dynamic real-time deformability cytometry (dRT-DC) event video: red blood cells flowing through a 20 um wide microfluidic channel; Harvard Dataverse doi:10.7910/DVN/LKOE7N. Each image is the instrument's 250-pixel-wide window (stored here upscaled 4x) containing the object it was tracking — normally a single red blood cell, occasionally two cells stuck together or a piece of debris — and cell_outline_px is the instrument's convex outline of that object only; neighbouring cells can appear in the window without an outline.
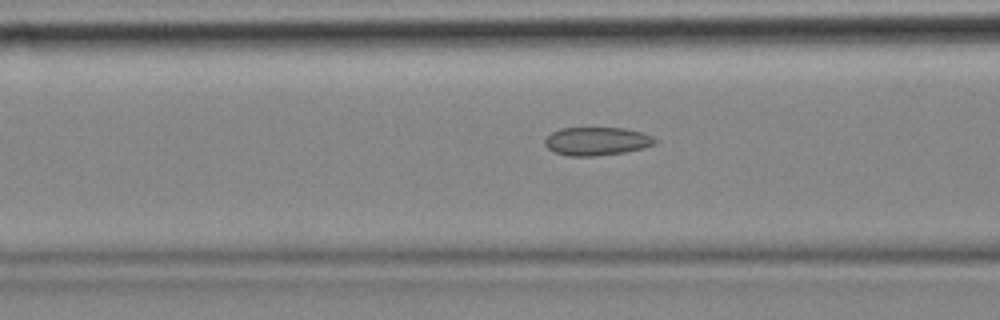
{"species": "common noctule bat (a hibernating species)", "species_latin": "Nyctalus noctula", "temperature_condition": "cold", "stored_images_in_passage": 48, "camera_frame_rate_fps": 3000, "um_per_image_px": 0.085, "animal": {"sex": "female", "body_mass_g": 18.4}, "frame": {"image": 1, "passage_image": 12, "time_ms": 3.667, "image_size_px": [1000, 320], "cell_outline_px": [[656, 144], [644, 148], [624, 152], [592, 156], [568, 156], [556, 152], [548, 148], [544, 144], [544, 140], [552, 132], [560, 128], [624, 128], [644, 132], [652, 136], [656, 140]], "centroid_in_image_um": [50.74, 12.0], "position_along_channel_um": 115.9, "area_um2": 18.15}}
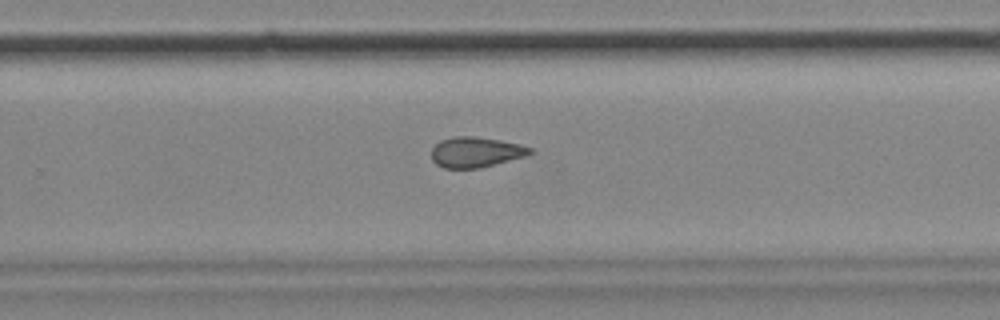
{"frame": {"image": 2, "passage_image": 27, "time_ms": 8.667, "image_size_px": [1000, 320], "cell_outline_px": [[532, 152], [524, 156], [480, 168], [444, 168], [436, 164], [432, 160], [432, 148], [440, 140], [452, 136], [472, 136], [500, 140], [520, 144], [532, 148]], "centroid_in_image_um": [40.41, 12.92], "position_along_channel_um": 289.4, "area_um2": 17.34}}
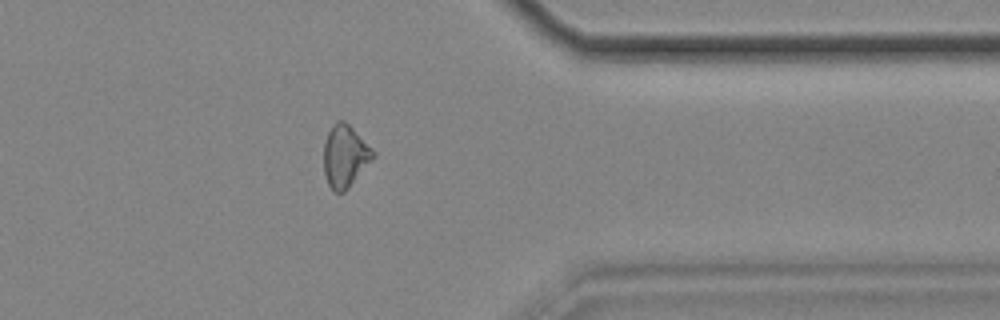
{"frame": {"image": 3, "passage_image": 36, "time_ms": 11.667, "image_size_px": [1000, 320], "cell_outline_px": [[376, 156], [348, 188], [344, 192], [336, 192], [328, 184], [324, 172], [324, 144], [328, 132], [332, 124], [336, 120], [344, 120], [376, 152]], "centroid_in_image_um": [29.33, 13.26], "position_along_channel_um": 382.1, "area_um2": 17.8}, "authors_computed_cell_mechanics": {"area_um2": 17.9758, "velocity_mm_per_s": 3.489, "shape_relaxation_time_tau1_ms": null, "shape_relaxation_time_tau2_ms": 3.6025, "deformation_change_tau1": null, "deformation_change_tau2": 0.0995}}